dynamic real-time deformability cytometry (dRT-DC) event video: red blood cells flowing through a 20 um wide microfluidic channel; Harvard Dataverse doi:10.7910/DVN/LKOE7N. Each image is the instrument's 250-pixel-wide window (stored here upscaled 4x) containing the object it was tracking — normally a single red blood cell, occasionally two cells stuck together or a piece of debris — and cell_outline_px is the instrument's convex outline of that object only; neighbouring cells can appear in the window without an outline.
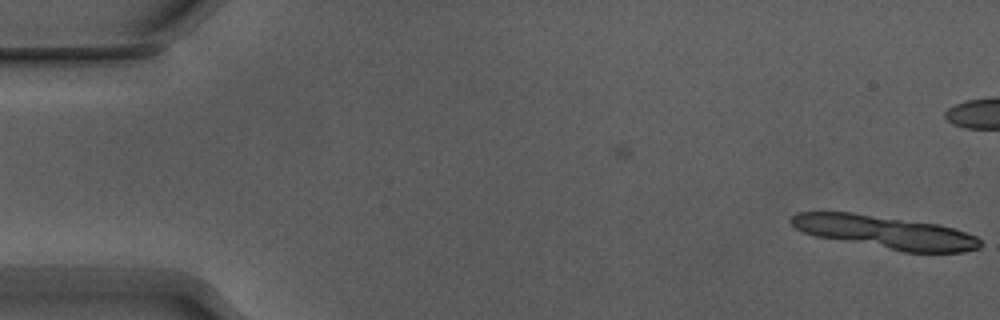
{"species": "Egyptian fruit bat (a non-hibernating species)", "species_latin": "Rousettus aegyptiacus", "temperature_condition": "warm", "stored_images_in_passage": 11, "camera_frame_rate_fps": 3000, "um_per_image_px": 0.085, "animal": {"sex": "male"}, "frame": {"image": 1, "passage_image": 1, "time_ms": 0.0, "image_size_px": [1000, 320], "cell_outline_px": [[980, 248], [960, 252], [904, 252], [816, 236], [804, 232], [796, 228], [788, 220], [796, 212], [852, 212], [936, 224], [952, 228], [976, 236], [980, 240]], "centroid_in_image_um": [75.21, 19.73], "position_along_channel_um": 9.8, "area_um2": 35.95}}